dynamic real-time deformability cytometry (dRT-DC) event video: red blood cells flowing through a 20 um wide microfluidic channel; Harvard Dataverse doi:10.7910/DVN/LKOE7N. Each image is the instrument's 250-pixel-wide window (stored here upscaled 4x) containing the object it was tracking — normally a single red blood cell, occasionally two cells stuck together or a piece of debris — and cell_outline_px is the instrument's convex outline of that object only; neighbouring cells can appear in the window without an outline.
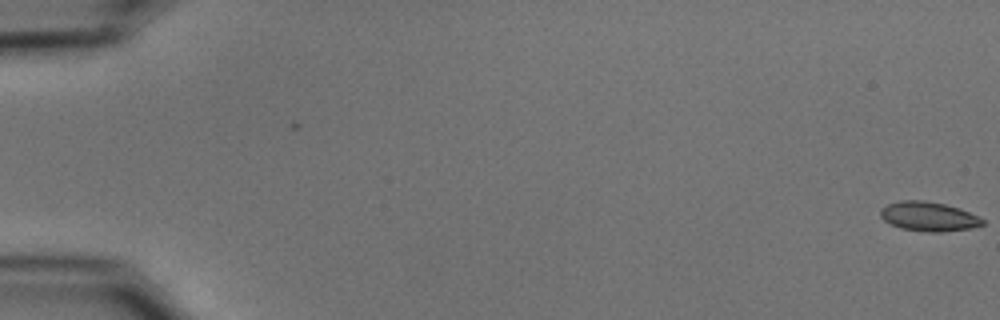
{"species": "common noctule bat (a hibernating species)", "species_latin": "Nyctalus noctula", "temperature_condition": "cold", "stored_images_in_passage": 56, "camera_frame_rate_fps": 3000, "um_per_image_px": 0.085, "animal": {"sex": "male", "body_mass_g": 15.6}, "frame": {"image": 1, "passage_image": 1, "time_ms": 0.0, "image_size_px": [1000, 320], "cell_outline_px": [[984, 224], [972, 228], [940, 232], [928, 232], [900, 228], [884, 220], [880, 216], [880, 208], [888, 204], [900, 200], [924, 200], [944, 204], [960, 208], [980, 216], [984, 220]], "centroid_in_image_um": [78.95, 18.39], "position_along_channel_um": 6.1, "area_um2": 17.57}}
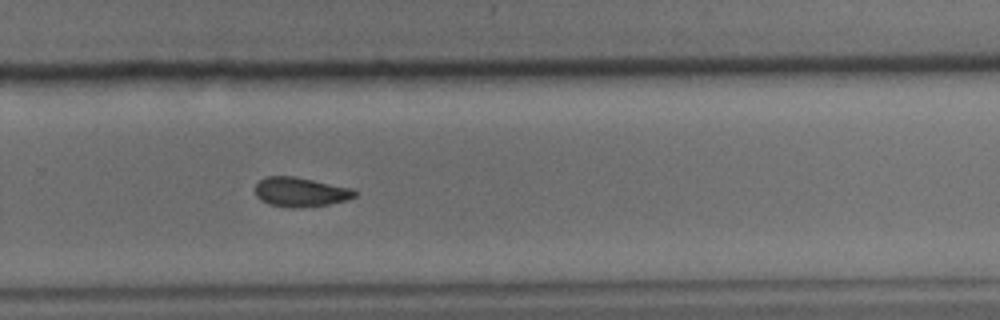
{"frame": {"image": 2, "passage_image": 38, "time_ms": 12.333, "image_size_px": [1000, 320], "cell_outline_px": [[356, 196], [348, 200], [328, 204], [292, 208], [268, 204], [260, 200], [256, 196], [256, 184], [264, 176], [292, 176], [352, 188], [356, 192]], "centroid_in_image_um": [25.52, 16.32], "position_along_channel_um": 304.3, "area_um2": 16.94}}
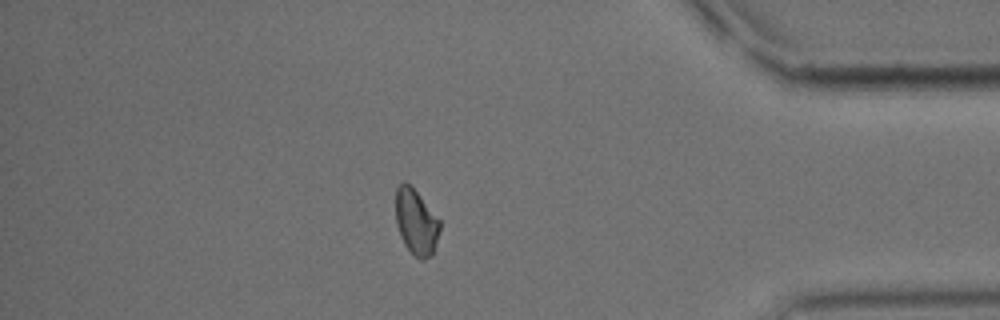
{"frame": {"image": 3, "passage_image": 48, "time_ms": 15.667, "image_size_px": [1000, 320], "cell_outline_px": [[440, 228], [432, 256], [424, 260], [420, 260], [404, 244], [400, 236], [396, 224], [396, 188], [404, 180], [416, 192], [440, 220]], "centroid_in_image_um": [35.36, 18.89], "position_along_channel_um": 399.8, "area_um2": 16.65}}